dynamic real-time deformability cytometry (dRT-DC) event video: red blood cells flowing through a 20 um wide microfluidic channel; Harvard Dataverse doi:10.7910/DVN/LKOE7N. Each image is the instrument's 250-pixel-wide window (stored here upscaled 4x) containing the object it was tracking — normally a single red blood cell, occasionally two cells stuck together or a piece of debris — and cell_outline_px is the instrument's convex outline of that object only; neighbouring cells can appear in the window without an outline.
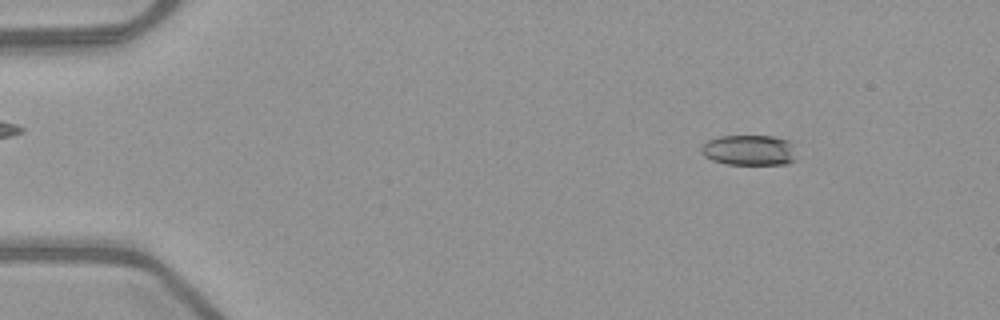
{"species": "common noctule bat (a hibernating species)", "species_latin": "Nyctalus noctula", "temperature_condition": "warm", "stored_images_in_passage": 52, "camera_frame_rate_fps": 3000, "um_per_image_px": 0.085, "animal": {"sex": "female", "body_mass_g": 21.9}, "frame": {"image": 1, "passage_image": 7, "time_ms": 2.0, "image_size_px": [1000, 320], "cell_outline_px": [[796, 160], [788, 164], [724, 164], [712, 160], [704, 156], [700, 152], [700, 148], [708, 140], [720, 136], [772, 136], [788, 140], [792, 144]], "centroid_in_image_um": [63.67, 12.77], "position_along_channel_um": 21.3, "area_um2": 16.99}}
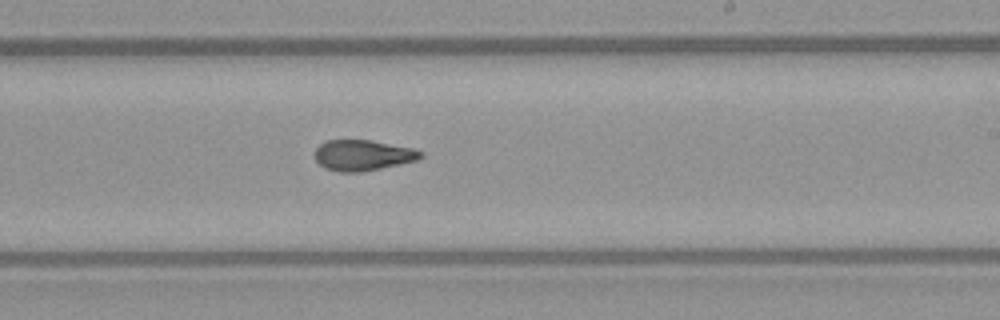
{"frame": {"image": 2, "passage_image": 32, "time_ms": 10.333, "image_size_px": [1000, 320], "cell_outline_px": [[424, 156], [420, 160], [360, 172], [340, 172], [324, 168], [316, 160], [316, 148], [320, 144], [328, 140], [372, 140], [412, 148], [424, 152]], "centroid_in_image_um": [30.88, 13.19], "position_along_channel_um": 258.1, "area_um2": 18.96}}
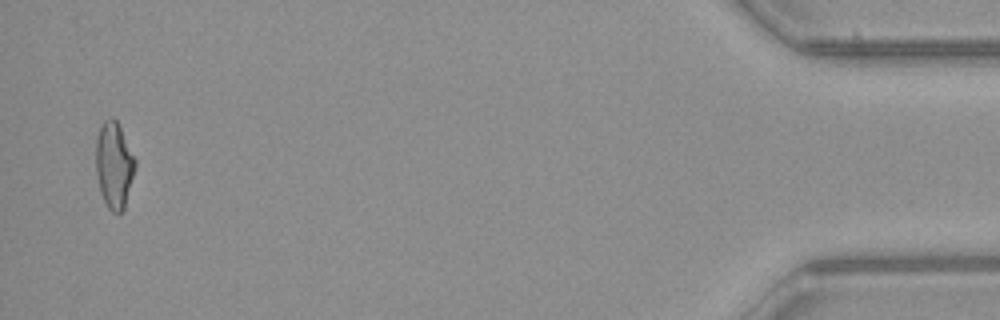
{"frame": {"image": 3, "passage_image": 51, "time_ms": 16.667, "image_size_px": [1000, 320], "cell_outline_px": [[136, 164], [124, 208], [120, 212], [112, 212], [108, 208], [100, 192], [96, 172], [96, 136], [100, 124], [104, 120], [112, 116], [116, 120], [136, 160]], "centroid_in_image_um": [9.67, 14.0], "position_along_channel_um": 425.5, "area_um2": 19.59}, "authors_computed_cell_mechanics": {"area_um2": 19.074, "velocity_mm_per_s": 4.0177, "shape_relaxation_time_tau1_ms": 10.3198, "shape_relaxation_time_tau2_ms": 2.242, "deformation_change_tau1": 0.2941, "deformation_change_tau2": 0.1031}}